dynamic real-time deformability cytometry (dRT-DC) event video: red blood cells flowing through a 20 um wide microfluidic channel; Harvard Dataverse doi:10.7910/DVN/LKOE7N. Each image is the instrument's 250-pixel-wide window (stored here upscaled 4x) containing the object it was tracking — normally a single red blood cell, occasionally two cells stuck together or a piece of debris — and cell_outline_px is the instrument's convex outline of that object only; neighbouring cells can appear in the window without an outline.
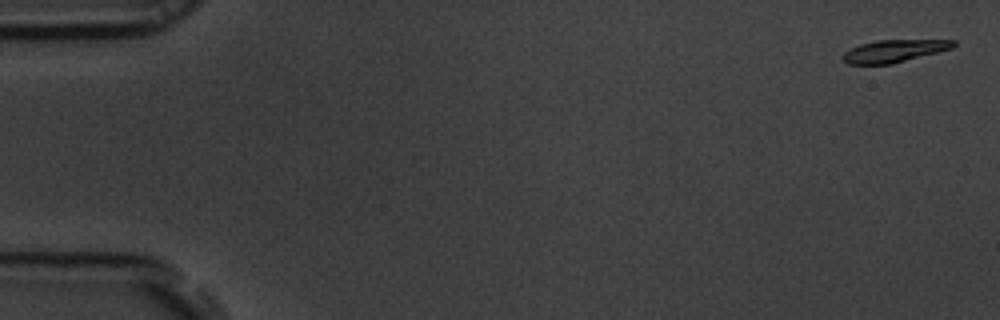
{"species": "common noctule bat (a hibernating species)", "species_latin": "Nyctalus noctula", "temperature_condition": "room temperature", "stored_images_in_passage": 56, "camera_frame_rate_fps": 3000, "um_per_image_px": 0.085, "animal": {"sex": "male", "body_mass_g": 19.5, "forearm_length_mm": 54.6}, "frame": {"image": 1, "passage_image": 2, "time_ms": 0.333, "image_size_px": [1000, 320], "cell_outline_px": [[956, 44], [952, 48], [892, 64], [848, 64], [844, 60], [844, 52], [860, 44], [876, 40], [956, 40]], "centroid_in_image_um": [76.01, 4.33], "position_along_channel_um": 9.0, "area_um2": 14.22}}
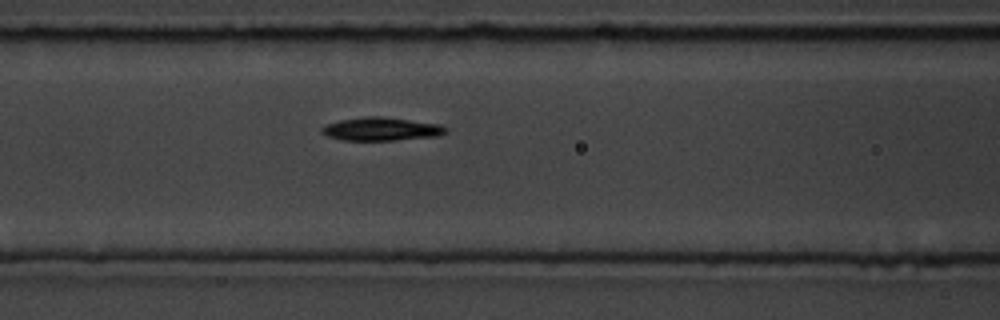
{"frame": {"image": 2, "passage_image": 24, "time_ms": 7.667, "image_size_px": [1000, 320], "cell_outline_px": [[448, 132], [440, 136], [396, 140], [340, 140], [328, 136], [320, 132], [320, 128], [324, 124], [340, 120], [368, 116], [384, 116], [440, 124], [448, 128]], "centroid_in_image_um": [32.42, 10.96], "position_along_channel_um": 134.2, "area_um2": 17.11}}
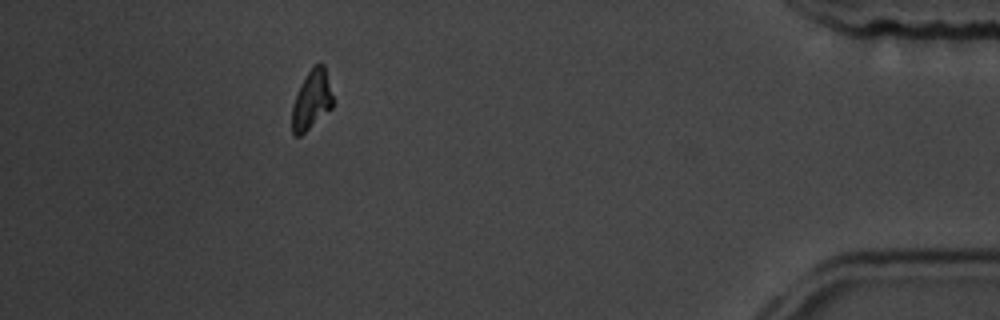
{"frame": {"image": 3, "passage_image": 51, "time_ms": 16.667, "image_size_px": [1000, 320], "cell_outline_px": [[332, 108], [300, 136], [292, 136], [292, 104], [296, 92], [300, 84], [308, 72], [316, 64], [324, 64], [332, 96]], "centroid_in_image_um": [26.45, 8.52], "position_along_channel_um": 408.7, "area_um2": 13.93}, "authors_computed_cell_mechanics": {"area_um2": 15.3748, "velocity_mm_per_s": 3.6541, "shape_relaxation_time_tau1_ms": 2.3021, "shape_relaxation_time_tau2_ms": null, "deformation_change_tau1": 0.128, "deformation_change_tau2": null}}